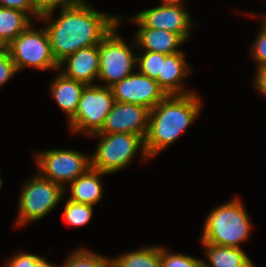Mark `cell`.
I'll list each match as a JSON object with an SVG mask.
<instances>
[{
    "instance_id": "1",
    "label": "cell",
    "mask_w": 266,
    "mask_h": 267,
    "mask_svg": "<svg viewBox=\"0 0 266 267\" xmlns=\"http://www.w3.org/2000/svg\"><path fill=\"white\" fill-rule=\"evenodd\" d=\"M85 1L82 4L61 9L59 17L46 14L38 21L44 22L51 50L59 63L66 56L81 48L99 45L120 23V16L102 13ZM53 18V20H52Z\"/></svg>"
},
{
    "instance_id": "2",
    "label": "cell",
    "mask_w": 266,
    "mask_h": 267,
    "mask_svg": "<svg viewBox=\"0 0 266 267\" xmlns=\"http://www.w3.org/2000/svg\"><path fill=\"white\" fill-rule=\"evenodd\" d=\"M198 93L186 95H167L150 110L148 130L144 147L149 158L173 144L189 126H191L202 109Z\"/></svg>"
},
{
    "instance_id": "3",
    "label": "cell",
    "mask_w": 266,
    "mask_h": 267,
    "mask_svg": "<svg viewBox=\"0 0 266 267\" xmlns=\"http://www.w3.org/2000/svg\"><path fill=\"white\" fill-rule=\"evenodd\" d=\"M203 226L201 242L234 248H240L253 229L252 221L237 196L212 209Z\"/></svg>"
},
{
    "instance_id": "4",
    "label": "cell",
    "mask_w": 266,
    "mask_h": 267,
    "mask_svg": "<svg viewBox=\"0 0 266 267\" xmlns=\"http://www.w3.org/2000/svg\"><path fill=\"white\" fill-rule=\"evenodd\" d=\"M89 137L98 138L99 142L95 152L91 156V168L111 175L112 173L125 169L134 159V156L141 152V159L147 161L144 140L135 134L130 133H96Z\"/></svg>"
},
{
    "instance_id": "5",
    "label": "cell",
    "mask_w": 266,
    "mask_h": 267,
    "mask_svg": "<svg viewBox=\"0 0 266 267\" xmlns=\"http://www.w3.org/2000/svg\"><path fill=\"white\" fill-rule=\"evenodd\" d=\"M35 174L21 188L18 214L14 222L16 227L41 220L64 198L65 190L62 186L38 172Z\"/></svg>"
},
{
    "instance_id": "6",
    "label": "cell",
    "mask_w": 266,
    "mask_h": 267,
    "mask_svg": "<svg viewBox=\"0 0 266 267\" xmlns=\"http://www.w3.org/2000/svg\"><path fill=\"white\" fill-rule=\"evenodd\" d=\"M124 18L120 16V23L99 44V76L104 87H111L120 80L128 77L136 69L137 49L135 40L128 45L125 39L116 32ZM132 50V47H134ZM131 46V47H130Z\"/></svg>"
},
{
    "instance_id": "7",
    "label": "cell",
    "mask_w": 266,
    "mask_h": 267,
    "mask_svg": "<svg viewBox=\"0 0 266 267\" xmlns=\"http://www.w3.org/2000/svg\"><path fill=\"white\" fill-rule=\"evenodd\" d=\"M115 103L111 87L86 85L74 117L68 122L72 134L91 136L101 131Z\"/></svg>"
},
{
    "instance_id": "8",
    "label": "cell",
    "mask_w": 266,
    "mask_h": 267,
    "mask_svg": "<svg viewBox=\"0 0 266 267\" xmlns=\"http://www.w3.org/2000/svg\"><path fill=\"white\" fill-rule=\"evenodd\" d=\"M33 25L34 23L7 46L18 73L26 67L58 71L59 63L53 56L45 27L37 30Z\"/></svg>"
},
{
    "instance_id": "9",
    "label": "cell",
    "mask_w": 266,
    "mask_h": 267,
    "mask_svg": "<svg viewBox=\"0 0 266 267\" xmlns=\"http://www.w3.org/2000/svg\"><path fill=\"white\" fill-rule=\"evenodd\" d=\"M38 173L64 189L91 168V156L77 150L49 149L36 153Z\"/></svg>"
},
{
    "instance_id": "10",
    "label": "cell",
    "mask_w": 266,
    "mask_h": 267,
    "mask_svg": "<svg viewBox=\"0 0 266 267\" xmlns=\"http://www.w3.org/2000/svg\"><path fill=\"white\" fill-rule=\"evenodd\" d=\"M115 102L137 104L151 110L167 94L158 82L139 71L111 86Z\"/></svg>"
},
{
    "instance_id": "11",
    "label": "cell",
    "mask_w": 266,
    "mask_h": 267,
    "mask_svg": "<svg viewBox=\"0 0 266 267\" xmlns=\"http://www.w3.org/2000/svg\"><path fill=\"white\" fill-rule=\"evenodd\" d=\"M145 27L179 34L186 42L194 26L188 10L179 5H164L143 10L134 15Z\"/></svg>"
},
{
    "instance_id": "12",
    "label": "cell",
    "mask_w": 266,
    "mask_h": 267,
    "mask_svg": "<svg viewBox=\"0 0 266 267\" xmlns=\"http://www.w3.org/2000/svg\"><path fill=\"white\" fill-rule=\"evenodd\" d=\"M149 113L148 108L137 104L115 102L98 133H130L144 140L148 130Z\"/></svg>"
},
{
    "instance_id": "13",
    "label": "cell",
    "mask_w": 266,
    "mask_h": 267,
    "mask_svg": "<svg viewBox=\"0 0 266 267\" xmlns=\"http://www.w3.org/2000/svg\"><path fill=\"white\" fill-rule=\"evenodd\" d=\"M58 71H62L67 78L86 85H95V79L99 76V45L81 48L66 56L59 62Z\"/></svg>"
},
{
    "instance_id": "14",
    "label": "cell",
    "mask_w": 266,
    "mask_h": 267,
    "mask_svg": "<svg viewBox=\"0 0 266 267\" xmlns=\"http://www.w3.org/2000/svg\"><path fill=\"white\" fill-rule=\"evenodd\" d=\"M128 21H132L138 27L134 35L137 52L151 51L166 55L184 52L179 47L186 41L179 34L145 27L135 16H131Z\"/></svg>"
},
{
    "instance_id": "15",
    "label": "cell",
    "mask_w": 266,
    "mask_h": 267,
    "mask_svg": "<svg viewBox=\"0 0 266 267\" xmlns=\"http://www.w3.org/2000/svg\"><path fill=\"white\" fill-rule=\"evenodd\" d=\"M192 69L186 61V56L183 52H177L167 55L162 60L161 73L156 81L167 95H186L194 93L192 90H185L183 81L189 77Z\"/></svg>"
},
{
    "instance_id": "16",
    "label": "cell",
    "mask_w": 266,
    "mask_h": 267,
    "mask_svg": "<svg viewBox=\"0 0 266 267\" xmlns=\"http://www.w3.org/2000/svg\"><path fill=\"white\" fill-rule=\"evenodd\" d=\"M104 175L109 174L90 168L86 173L72 181L67 187L69 189H64L71 193L67 199L76 203L95 206L103 196L104 184L101 177Z\"/></svg>"
},
{
    "instance_id": "17",
    "label": "cell",
    "mask_w": 266,
    "mask_h": 267,
    "mask_svg": "<svg viewBox=\"0 0 266 267\" xmlns=\"http://www.w3.org/2000/svg\"><path fill=\"white\" fill-rule=\"evenodd\" d=\"M86 84L67 78L61 72L50 84L51 96L55 99L58 107L64 111L68 122L76 114L82 91Z\"/></svg>"
},
{
    "instance_id": "18",
    "label": "cell",
    "mask_w": 266,
    "mask_h": 267,
    "mask_svg": "<svg viewBox=\"0 0 266 267\" xmlns=\"http://www.w3.org/2000/svg\"><path fill=\"white\" fill-rule=\"evenodd\" d=\"M208 262L202 260L203 267H243L249 256L240 248L225 247L201 242Z\"/></svg>"
},
{
    "instance_id": "19",
    "label": "cell",
    "mask_w": 266,
    "mask_h": 267,
    "mask_svg": "<svg viewBox=\"0 0 266 267\" xmlns=\"http://www.w3.org/2000/svg\"><path fill=\"white\" fill-rule=\"evenodd\" d=\"M35 20L25 12L0 7V41L8 46L19 34L25 31Z\"/></svg>"
},
{
    "instance_id": "20",
    "label": "cell",
    "mask_w": 266,
    "mask_h": 267,
    "mask_svg": "<svg viewBox=\"0 0 266 267\" xmlns=\"http://www.w3.org/2000/svg\"><path fill=\"white\" fill-rule=\"evenodd\" d=\"M110 259L118 267H162L161 245L147 246Z\"/></svg>"
},
{
    "instance_id": "21",
    "label": "cell",
    "mask_w": 266,
    "mask_h": 267,
    "mask_svg": "<svg viewBox=\"0 0 266 267\" xmlns=\"http://www.w3.org/2000/svg\"><path fill=\"white\" fill-rule=\"evenodd\" d=\"M94 206L76 203L67 199L64 205L63 218L68 225L81 227L88 224L93 217Z\"/></svg>"
},
{
    "instance_id": "22",
    "label": "cell",
    "mask_w": 266,
    "mask_h": 267,
    "mask_svg": "<svg viewBox=\"0 0 266 267\" xmlns=\"http://www.w3.org/2000/svg\"><path fill=\"white\" fill-rule=\"evenodd\" d=\"M111 259L86 248H78L69 254L59 267H104Z\"/></svg>"
},
{
    "instance_id": "23",
    "label": "cell",
    "mask_w": 266,
    "mask_h": 267,
    "mask_svg": "<svg viewBox=\"0 0 266 267\" xmlns=\"http://www.w3.org/2000/svg\"><path fill=\"white\" fill-rule=\"evenodd\" d=\"M140 54L137 53L136 70L156 80L161 73L162 60L167 55L151 51H141Z\"/></svg>"
},
{
    "instance_id": "24",
    "label": "cell",
    "mask_w": 266,
    "mask_h": 267,
    "mask_svg": "<svg viewBox=\"0 0 266 267\" xmlns=\"http://www.w3.org/2000/svg\"><path fill=\"white\" fill-rule=\"evenodd\" d=\"M202 260L185 253H171L161 246L162 267H203Z\"/></svg>"
},
{
    "instance_id": "25",
    "label": "cell",
    "mask_w": 266,
    "mask_h": 267,
    "mask_svg": "<svg viewBox=\"0 0 266 267\" xmlns=\"http://www.w3.org/2000/svg\"><path fill=\"white\" fill-rule=\"evenodd\" d=\"M86 0H31L32 6L35 10V19L39 20L40 17L54 13L55 10L70 8L84 3Z\"/></svg>"
},
{
    "instance_id": "26",
    "label": "cell",
    "mask_w": 266,
    "mask_h": 267,
    "mask_svg": "<svg viewBox=\"0 0 266 267\" xmlns=\"http://www.w3.org/2000/svg\"><path fill=\"white\" fill-rule=\"evenodd\" d=\"M261 20V29L251 46L250 57L255 61L256 67L266 65V15Z\"/></svg>"
},
{
    "instance_id": "27",
    "label": "cell",
    "mask_w": 266,
    "mask_h": 267,
    "mask_svg": "<svg viewBox=\"0 0 266 267\" xmlns=\"http://www.w3.org/2000/svg\"><path fill=\"white\" fill-rule=\"evenodd\" d=\"M18 73L7 46L0 50V88Z\"/></svg>"
},
{
    "instance_id": "28",
    "label": "cell",
    "mask_w": 266,
    "mask_h": 267,
    "mask_svg": "<svg viewBox=\"0 0 266 267\" xmlns=\"http://www.w3.org/2000/svg\"><path fill=\"white\" fill-rule=\"evenodd\" d=\"M40 257L30 252L17 251L16 254L7 259L4 267H33Z\"/></svg>"
},
{
    "instance_id": "29",
    "label": "cell",
    "mask_w": 266,
    "mask_h": 267,
    "mask_svg": "<svg viewBox=\"0 0 266 267\" xmlns=\"http://www.w3.org/2000/svg\"><path fill=\"white\" fill-rule=\"evenodd\" d=\"M0 7L12 8L27 13L32 19H35V10L31 0H0Z\"/></svg>"
},
{
    "instance_id": "30",
    "label": "cell",
    "mask_w": 266,
    "mask_h": 267,
    "mask_svg": "<svg viewBox=\"0 0 266 267\" xmlns=\"http://www.w3.org/2000/svg\"><path fill=\"white\" fill-rule=\"evenodd\" d=\"M253 87L266 99V65L256 67L254 72Z\"/></svg>"
},
{
    "instance_id": "31",
    "label": "cell",
    "mask_w": 266,
    "mask_h": 267,
    "mask_svg": "<svg viewBox=\"0 0 266 267\" xmlns=\"http://www.w3.org/2000/svg\"><path fill=\"white\" fill-rule=\"evenodd\" d=\"M33 267H59L58 265H54L53 263H50L46 259L40 257L35 263Z\"/></svg>"
},
{
    "instance_id": "32",
    "label": "cell",
    "mask_w": 266,
    "mask_h": 267,
    "mask_svg": "<svg viewBox=\"0 0 266 267\" xmlns=\"http://www.w3.org/2000/svg\"><path fill=\"white\" fill-rule=\"evenodd\" d=\"M184 2L185 0H161V4L164 5H179L185 7Z\"/></svg>"
},
{
    "instance_id": "33",
    "label": "cell",
    "mask_w": 266,
    "mask_h": 267,
    "mask_svg": "<svg viewBox=\"0 0 266 267\" xmlns=\"http://www.w3.org/2000/svg\"><path fill=\"white\" fill-rule=\"evenodd\" d=\"M243 267H256V265L250 259Z\"/></svg>"
},
{
    "instance_id": "34",
    "label": "cell",
    "mask_w": 266,
    "mask_h": 267,
    "mask_svg": "<svg viewBox=\"0 0 266 267\" xmlns=\"http://www.w3.org/2000/svg\"><path fill=\"white\" fill-rule=\"evenodd\" d=\"M104 267H118L112 260H110Z\"/></svg>"
},
{
    "instance_id": "35",
    "label": "cell",
    "mask_w": 266,
    "mask_h": 267,
    "mask_svg": "<svg viewBox=\"0 0 266 267\" xmlns=\"http://www.w3.org/2000/svg\"><path fill=\"white\" fill-rule=\"evenodd\" d=\"M1 175V174H0ZM2 185H3V180L1 179V176H0V190L2 188Z\"/></svg>"
},
{
    "instance_id": "36",
    "label": "cell",
    "mask_w": 266,
    "mask_h": 267,
    "mask_svg": "<svg viewBox=\"0 0 266 267\" xmlns=\"http://www.w3.org/2000/svg\"><path fill=\"white\" fill-rule=\"evenodd\" d=\"M4 47L3 43L0 41V50Z\"/></svg>"
}]
</instances>
